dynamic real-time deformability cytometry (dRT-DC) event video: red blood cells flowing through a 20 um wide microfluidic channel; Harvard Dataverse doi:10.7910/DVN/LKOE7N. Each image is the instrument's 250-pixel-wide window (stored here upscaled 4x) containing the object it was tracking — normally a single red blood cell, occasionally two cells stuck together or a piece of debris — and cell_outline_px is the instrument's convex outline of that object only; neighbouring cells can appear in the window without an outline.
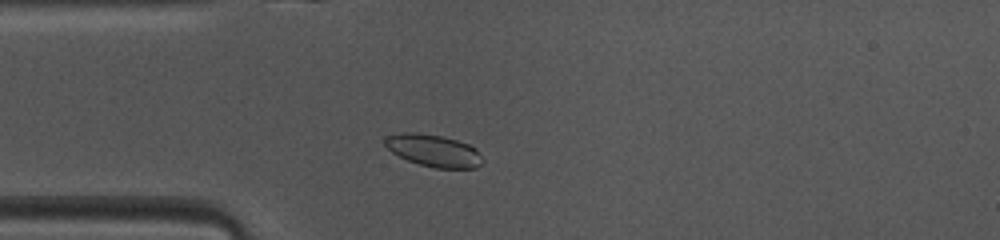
{"species": "common noctule bat (a hibernating species)", "species_latin": "Nyctalus noctula", "temperature_condition": "warm", "stored_images_in_passage": 47, "camera_frame_rate_fps": 3000, "um_per_image_px": 0.085, "animal": {"sex": "female", "body_mass_g": 10.0, "forearm_length_mm": 53.1}, "frame": {"image": 1, "passage_image": 11, "time_ms": 3.333, "image_size_px": [1000, 240], "cell_outline_px": [[484, 160], [476, 168], [436, 168], [420, 164], [408, 160], [392, 152], [384, 144], [384, 136], [404, 132], [412, 132], [444, 136], [468, 144], [476, 148]], "centroid_in_image_um": [36.86, 12.79], "position_along_channel_um": 48.1, "area_um2": 18.26}}
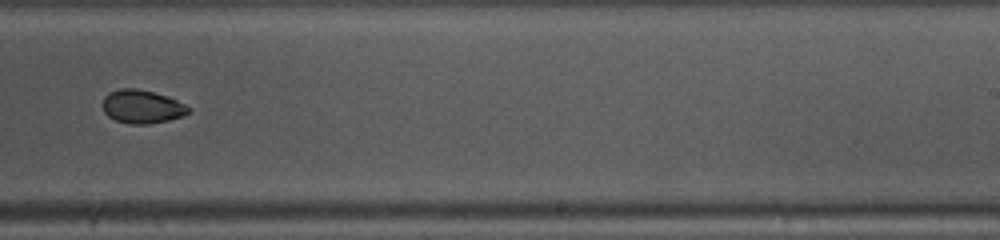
{"frame": {"image": 2, "passage_image": 28, "time_ms": 9.0, "image_size_px": [1000, 240], "cell_outline_px": [[192, 112], [184, 116], [168, 120], [148, 124], [132, 124], [116, 120], [108, 116], [104, 112], [104, 96], [108, 92], [120, 88], [136, 88], [168, 96], [192, 108]], "centroid_in_image_um": [12.11, 9.06], "position_along_channel_um": 276.9, "area_um2": 16.76}}
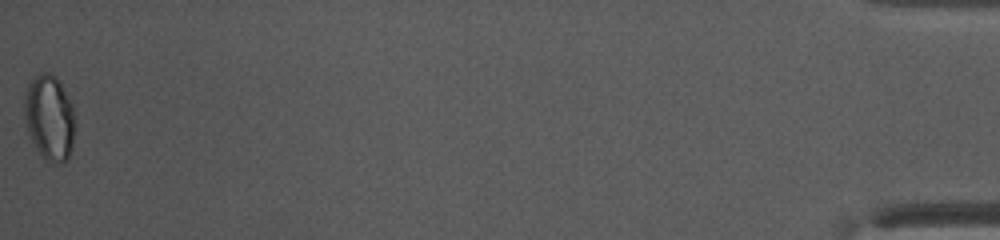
{"frame": {"image": 3, "passage_image": 47, "time_ms": 15.333, "image_size_px": [1000, 240], "cell_outline_px": [[76, 124], [72, 148], [68, 160], [64, 164], [56, 164], [48, 160], [36, 148], [28, 132], [24, 116], [24, 92], [28, 84], [40, 72], [48, 72], [56, 76], [60, 80], [72, 104], [76, 120]], "centroid_in_image_um": [4.24, 9.98], "position_along_channel_um": 431.0, "area_um2": 25.72}, "authors_computed_cell_mechanics": {"area_um2": 17.8024, "velocity_mm_per_s": 4.1198, "shape_relaxation_time_tau1_ms": 6.5624, "shape_relaxation_time_tau2_ms": 10.1972, "deformation_change_tau1": 0.1443, "deformation_change_tau2": 0.1098}}